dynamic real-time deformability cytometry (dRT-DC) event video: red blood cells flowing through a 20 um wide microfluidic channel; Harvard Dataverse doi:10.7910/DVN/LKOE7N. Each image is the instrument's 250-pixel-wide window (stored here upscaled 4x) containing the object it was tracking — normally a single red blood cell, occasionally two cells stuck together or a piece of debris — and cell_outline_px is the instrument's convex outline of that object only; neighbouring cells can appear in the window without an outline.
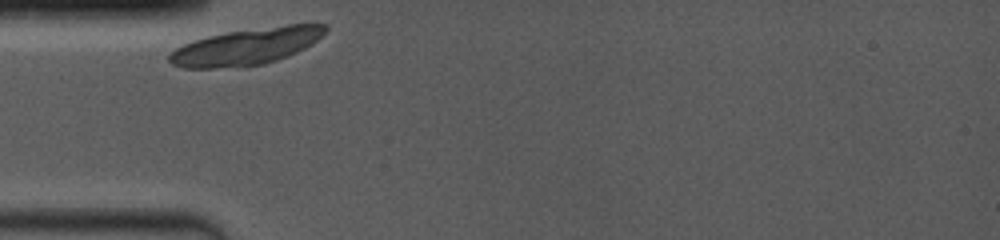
{"species": "common noctule bat (a hibernating species)", "species_latin": "Nyctalus noctula", "temperature_condition": "room temperature", "stored_images_in_passage": 11, "camera_frame_rate_fps": 4000, "um_per_image_px": 0.085, "animal": {"sex": "female", "body_mass_g": 19.0, "forearm_length_mm": 53.3}, "frame": {"image": 1, "passage_image": 1, "time_ms": 0.0, "image_size_px": [1000, 240], "cell_outline_px": [[328, 28], [316, 40], [304, 48], [288, 56], [264, 64], [212, 68], [184, 68], [172, 64], [168, 60], [168, 56], [176, 48], [184, 44], [208, 36], [228, 32], [288, 24], [328, 24]], "centroid_in_image_um": [20.94, 3.95], "position_along_channel_um": 64.1, "area_um2": 32.66}}
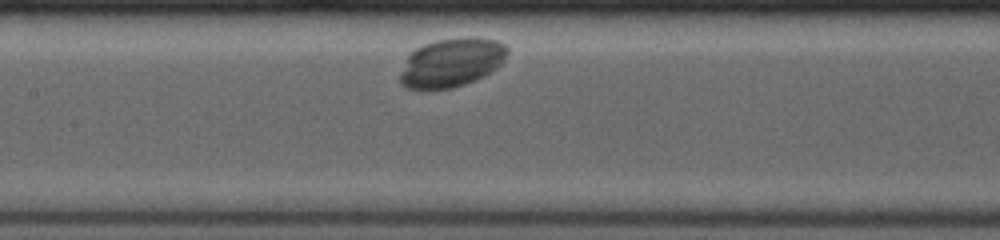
{"frame": {"image": 2, "passage_image": 8, "time_ms": 3.0, "image_size_px": [1000, 240], "cell_outline_px": [[508, 52], [504, 60], [492, 72], [476, 80], [452, 88], [428, 92], [420, 92], [408, 88], [400, 84], [400, 72], [408, 56], [416, 48], [424, 44], [436, 40], [464, 36], [476, 36], [496, 40], [504, 44], [508, 48]], "centroid_in_image_um": [38.36, 5.34], "position_along_channel_um": 169.0, "area_um2": 31.33}}
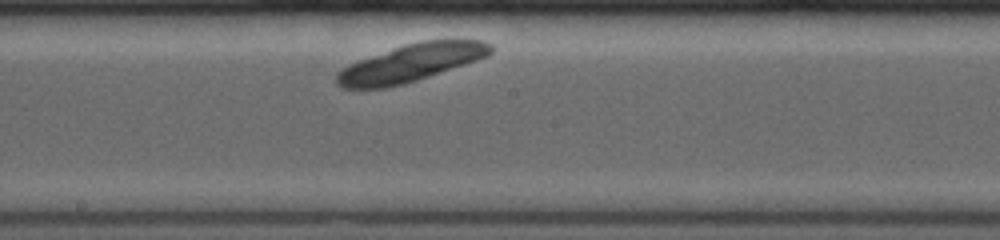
{"frame": {"image": 3, "passage_image": 11, "time_ms": 4.25, "image_size_px": [1000, 240], "cell_outline_px": [[492, 52], [488, 56], [404, 84], [384, 88], [344, 88], [336, 84], [336, 72], [348, 64], [404, 44], [420, 40], [484, 40], [492, 44]], "centroid_in_image_um": [34.91, 5.34], "position_along_channel_um": 213.3, "area_um2": 33.35}}